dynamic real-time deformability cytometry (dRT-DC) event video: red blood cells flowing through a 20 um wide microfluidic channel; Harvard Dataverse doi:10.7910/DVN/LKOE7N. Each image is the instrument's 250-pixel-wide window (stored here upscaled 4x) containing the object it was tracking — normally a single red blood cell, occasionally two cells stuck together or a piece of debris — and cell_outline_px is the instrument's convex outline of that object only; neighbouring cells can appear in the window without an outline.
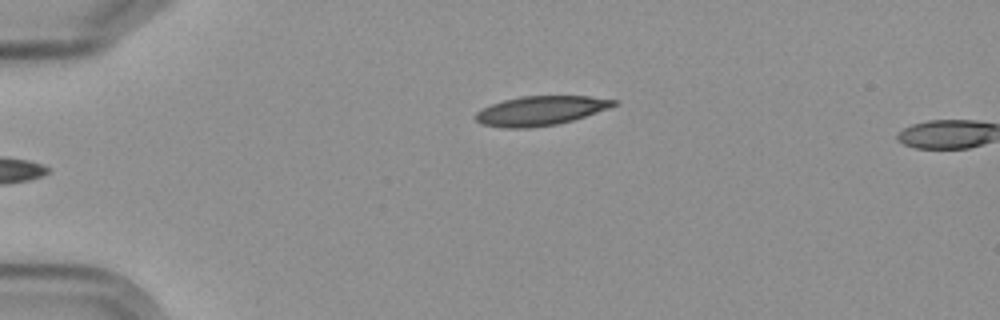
{"species": "Egyptian fruit bat (a non-hibernating species)", "species_latin": "Rousettus aegyptiacus", "temperature_condition": "cold", "stored_images_in_passage": 5, "camera_frame_rate_fps": 3000, "um_per_image_px": 0.085, "frame": {"image": 1, "passage_image": 5, "time_ms": 4.667, "image_size_px": [1000, 320], "cell_outline_px": [[620, 104], [572, 120], [556, 124], [528, 128], [504, 128], [480, 124], [476, 120], [476, 112], [492, 104], [504, 100], [520, 96], [592, 96], [620, 100]], "centroid_in_image_um": [45.98, 9.4], "position_along_channel_um": 39.0, "area_um2": 23.58}}